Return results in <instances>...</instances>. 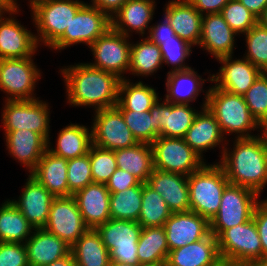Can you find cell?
<instances>
[{
	"mask_svg": "<svg viewBox=\"0 0 267 266\" xmlns=\"http://www.w3.org/2000/svg\"><path fill=\"white\" fill-rule=\"evenodd\" d=\"M66 86L67 101L72 106H93L94 110L115 107L120 78L115 74L78 63L60 69Z\"/></svg>",
	"mask_w": 267,
	"mask_h": 266,
	"instance_id": "cell-1",
	"label": "cell"
},
{
	"mask_svg": "<svg viewBox=\"0 0 267 266\" xmlns=\"http://www.w3.org/2000/svg\"><path fill=\"white\" fill-rule=\"evenodd\" d=\"M218 162L230 184L253 190L259 196L267 184V142L260 136L234 140Z\"/></svg>",
	"mask_w": 267,
	"mask_h": 266,
	"instance_id": "cell-2",
	"label": "cell"
},
{
	"mask_svg": "<svg viewBox=\"0 0 267 266\" xmlns=\"http://www.w3.org/2000/svg\"><path fill=\"white\" fill-rule=\"evenodd\" d=\"M207 91L206 107L216 118L223 135L235 133L237 139L255 137L250 133L259 129V124L251 115L243 96L215 88L214 85Z\"/></svg>",
	"mask_w": 267,
	"mask_h": 266,
	"instance_id": "cell-3",
	"label": "cell"
},
{
	"mask_svg": "<svg viewBox=\"0 0 267 266\" xmlns=\"http://www.w3.org/2000/svg\"><path fill=\"white\" fill-rule=\"evenodd\" d=\"M229 184L222 166L204 163L188 176L190 211L209 222L218 213L224 189Z\"/></svg>",
	"mask_w": 267,
	"mask_h": 266,
	"instance_id": "cell-4",
	"label": "cell"
},
{
	"mask_svg": "<svg viewBox=\"0 0 267 266\" xmlns=\"http://www.w3.org/2000/svg\"><path fill=\"white\" fill-rule=\"evenodd\" d=\"M36 41L49 48L64 34L77 11L85 4L80 0H30ZM40 36V37H39Z\"/></svg>",
	"mask_w": 267,
	"mask_h": 266,
	"instance_id": "cell-5",
	"label": "cell"
},
{
	"mask_svg": "<svg viewBox=\"0 0 267 266\" xmlns=\"http://www.w3.org/2000/svg\"><path fill=\"white\" fill-rule=\"evenodd\" d=\"M217 244L221 260L231 266H243L262 258V245L253 217L225 229L217 237Z\"/></svg>",
	"mask_w": 267,
	"mask_h": 266,
	"instance_id": "cell-6",
	"label": "cell"
},
{
	"mask_svg": "<svg viewBox=\"0 0 267 266\" xmlns=\"http://www.w3.org/2000/svg\"><path fill=\"white\" fill-rule=\"evenodd\" d=\"M259 197L251 189L229 183L223 191L219 211L210 221V233L217 238L225 229L249 221Z\"/></svg>",
	"mask_w": 267,
	"mask_h": 266,
	"instance_id": "cell-7",
	"label": "cell"
},
{
	"mask_svg": "<svg viewBox=\"0 0 267 266\" xmlns=\"http://www.w3.org/2000/svg\"><path fill=\"white\" fill-rule=\"evenodd\" d=\"M1 122L4 131L31 130L39 133L47 142L50 139V109L43 100H5Z\"/></svg>",
	"mask_w": 267,
	"mask_h": 266,
	"instance_id": "cell-8",
	"label": "cell"
},
{
	"mask_svg": "<svg viewBox=\"0 0 267 266\" xmlns=\"http://www.w3.org/2000/svg\"><path fill=\"white\" fill-rule=\"evenodd\" d=\"M96 231L109 251L110 260L139 265L137 244L142 227L136 221L109 219Z\"/></svg>",
	"mask_w": 267,
	"mask_h": 266,
	"instance_id": "cell-9",
	"label": "cell"
},
{
	"mask_svg": "<svg viewBox=\"0 0 267 266\" xmlns=\"http://www.w3.org/2000/svg\"><path fill=\"white\" fill-rule=\"evenodd\" d=\"M151 145L154 169L189 176L205 163L183 138L159 136Z\"/></svg>",
	"mask_w": 267,
	"mask_h": 266,
	"instance_id": "cell-10",
	"label": "cell"
},
{
	"mask_svg": "<svg viewBox=\"0 0 267 266\" xmlns=\"http://www.w3.org/2000/svg\"><path fill=\"white\" fill-rule=\"evenodd\" d=\"M112 28L111 18L91 4L85 3L72 19L64 34L50 47L63 50L74 44L90 47L95 40Z\"/></svg>",
	"mask_w": 267,
	"mask_h": 266,
	"instance_id": "cell-11",
	"label": "cell"
},
{
	"mask_svg": "<svg viewBox=\"0 0 267 266\" xmlns=\"http://www.w3.org/2000/svg\"><path fill=\"white\" fill-rule=\"evenodd\" d=\"M40 77L32 57L0 59V90L7 94L5 100L37 99L33 91Z\"/></svg>",
	"mask_w": 267,
	"mask_h": 266,
	"instance_id": "cell-12",
	"label": "cell"
},
{
	"mask_svg": "<svg viewBox=\"0 0 267 266\" xmlns=\"http://www.w3.org/2000/svg\"><path fill=\"white\" fill-rule=\"evenodd\" d=\"M94 55L91 66L115 74L120 79L130 67L131 42L129 37L110 28L89 47Z\"/></svg>",
	"mask_w": 267,
	"mask_h": 266,
	"instance_id": "cell-13",
	"label": "cell"
},
{
	"mask_svg": "<svg viewBox=\"0 0 267 266\" xmlns=\"http://www.w3.org/2000/svg\"><path fill=\"white\" fill-rule=\"evenodd\" d=\"M92 144L109 150L128 148L139 143L125 123L121 111L115 106L94 113Z\"/></svg>",
	"mask_w": 267,
	"mask_h": 266,
	"instance_id": "cell-14",
	"label": "cell"
},
{
	"mask_svg": "<svg viewBox=\"0 0 267 266\" xmlns=\"http://www.w3.org/2000/svg\"><path fill=\"white\" fill-rule=\"evenodd\" d=\"M46 231L61 238L70 247L89 229L73 195L54 197Z\"/></svg>",
	"mask_w": 267,
	"mask_h": 266,
	"instance_id": "cell-15",
	"label": "cell"
},
{
	"mask_svg": "<svg viewBox=\"0 0 267 266\" xmlns=\"http://www.w3.org/2000/svg\"><path fill=\"white\" fill-rule=\"evenodd\" d=\"M19 7L0 12V59L33 57L38 43L36 34L24 28L15 16ZM9 13V17H4ZM4 14V15H3Z\"/></svg>",
	"mask_w": 267,
	"mask_h": 266,
	"instance_id": "cell-16",
	"label": "cell"
},
{
	"mask_svg": "<svg viewBox=\"0 0 267 266\" xmlns=\"http://www.w3.org/2000/svg\"><path fill=\"white\" fill-rule=\"evenodd\" d=\"M217 60L223 65L218 73L212 76L210 74L207 81L215 82V88L231 94L243 96L262 73L258 67L244 57L233 60V56H226Z\"/></svg>",
	"mask_w": 267,
	"mask_h": 266,
	"instance_id": "cell-17",
	"label": "cell"
},
{
	"mask_svg": "<svg viewBox=\"0 0 267 266\" xmlns=\"http://www.w3.org/2000/svg\"><path fill=\"white\" fill-rule=\"evenodd\" d=\"M162 98L151 107L150 114L154 116L156 132L159 136L183 138L192 126L198 111L190 104L171 103Z\"/></svg>",
	"mask_w": 267,
	"mask_h": 266,
	"instance_id": "cell-18",
	"label": "cell"
},
{
	"mask_svg": "<svg viewBox=\"0 0 267 266\" xmlns=\"http://www.w3.org/2000/svg\"><path fill=\"white\" fill-rule=\"evenodd\" d=\"M163 227L169 251L197 242L210 233V222L192 211L172 213Z\"/></svg>",
	"mask_w": 267,
	"mask_h": 266,
	"instance_id": "cell-19",
	"label": "cell"
},
{
	"mask_svg": "<svg viewBox=\"0 0 267 266\" xmlns=\"http://www.w3.org/2000/svg\"><path fill=\"white\" fill-rule=\"evenodd\" d=\"M21 196L11 202L19 209L34 229L44 228L54 196L35 178L28 176Z\"/></svg>",
	"mask_w": 267,
	"mask_h": 266,
	"instance_id": "cell-20",
	"label": "cell"
},
{
	"mask_svg": "<svg viewBox=\"0 0 267 266\" xmlns=\"http://www.w3.org/2000/svg\"><path fill=\"white\" fill-rule=\"evenodd\" d=\"M207 92L205 94V100L202 109L199 111L192 123V126L188 129L185 136L183 137L184 141L203 159V151L214 149L217 145L222 143V152L226 147L223 144L226 137H224L219 123L217 122L214 115L206 107L207 103ZM224 145V146H223Z\"/></svg>",
	"mask_w": 267,
	"mask_h": 266,
	"instance_id": "cell-21",
	"label": "cell"
},
{
	"mask_svg": "<svg viewBox=\"0 0 267 266\" xmlns=\"http://www.w3.org/2000/svg\"><path fill=\"white\" fill-rule=\"evenodd\" d=\"M147 184L164 199L172 213L190 211L188 176L154 169Z\"/></svg>",
	"mask_w": 267,
	"mask_h": 266,
	"instance_id": "cell-22",
	"label": "cell"
},
{
	"mask_svg": "<svg viewBox=\"0 0 267 266\" xmlns=\"http://www.w3.org/2000/svg\"><path fill=\"white\" fill-rule=\"evenodd\" d=\"M73 197L89 229H96L111 219L110 192L106 184L93 182L77 191Z\"/></svg>",
	"mask_w": 267,
	"mask_h": 266,
	"instance_id": "cell-23",
	"label": "cell"
},
{
	"mask_svg": "<svg viewBox=\"0 0 267 266\" xmlns=\"http://www.w3.org/2000/svg\"><path fill=\"white\" fill-rule=\"evenodd\" d=\"M199 46L209 52L215 59L232 56L237 35L220 13L207 14L202 17Z\"/></svg>",
	"mask_w": 267,
	"mask_h": 266,
	"instance_id": "cell-24",
	"label": "cell"
},
{
	"mask_svg": "<svg viewBox=\"0 0 267 266\" xmlns=\"http://www.w3.org/2000/svg\"><path fill=\"white\" fill-rule=\"evenodd\" d=\"M164 16L175 34L190 45H199L202 15L187 0H171L165 7Z\"/></svg>",
	"mask_w": 267,
	"mask_h": 266,
	"instance_id": "cell-25",
	"label": "cell"
},
{
	"mask_svg": "<svg viewBox=\"0 0 267 266\" xmlns=\"http://www.w3.org/2000/svg\"><path fill=\"white\" fill-rule=\"evenodd\" d=\"M4 135L9 155L30 173L47 150V141L39 133L26 129L5 131Z\"/></svg>",
	"mask_w": 267,
	"mask_h": 266,
	"instance_id": "cell-26",
	"label": "cell"
},
{
	"mask_svg": "<svg viewBox=\"0 0 267 266\" xmlns=\"http://www.w3.org/2000/svg\"><path fill=\"white\" fill-rule=\"evenodd\" d=\"M221 262L217 238L209 233L197 242L169 251L166 266H217Z\"/></svg>",
	"mask_w": 267,
	"mask_h": 266,
	"instance_id": "cell-27",
	"label": "cell"
},
{
	"mask_svg": "<svg viewBox=\"0 0 267 266\" xmlns=\"http://www.w3.org/2000/svg\"><path fill=\"white\" fill-rule=\"evenodd\" d=\"M155 3V0H128L111 18L112 28L128 37L130 32L139 33L143 37L145 30L149 33Z\"/></svg>",
	"mask_w": 267,
	"mask_h": 266,
	"instance_id": "cell-28",
	"label": "cell"
},
{
	"mask_svg": "<svg viewBox=\"0 0 267 266\" xmlns=\"http://www.w3.org/2000/svg\"><path fill=\"white\" fill-rule=\"evenodd\" d=\"M29 174L54 197L69 196L67 159L46 150Z\"/></svg>",
	"mask_w": 267,
	"mask_h": 266,
	"instance_id": "cell-29",
	"label": "cell"
},
{
	"mask_svg": "<svg viewBox=\"0 0 267 266\" xmlns=\"http://www.w3.org/2000/svg\"><path fill=\"white\" fill-rule=\"evenodd\" d=\"M29 266H44L70 253L71 247L44 228L34 229L24 243Z\"/></svg>",
	"mask_w": 267,
	"mask_h": 266,
	"instance_id": "cell-30",
	"label": "cell"
},
{
	"mask_svg": "<svg viewBox=\"0 0 267 266\" xmlns=\"http://www.w3.org/2000/svg\"><path fill=\"white\" fill-rule=\"evenodd\" d=\"M117 168L147 183L154 170L153 150L149 143L139 142L128 148L114 150Z\"/></svg>",
	"mask_w": 267,
	"mask_h": 266,
	"instance_id": "cell-31",
	"label": "cell"
},
{
	"mask_svg": "<svg viewBox=\"0 0 267 266\" xmlns=\"http://www.w3.org/2000/svg\"><path fill=\"white\" fill-rule=\"evenodd\" d=\"M89 131L87 126L71 123L59 131L55 149L48 140L47 150L67 160L83 156L92 145V131Z\"/></svg>",
	"mask_w": 267,
	"mask_h": 266,
	"instance_id": "cell-32",
	"label": "cell"
},
{
	"mask_svg": "<svg viewBox=\"0 0 267 266\" xmlns=\"http://www.w3.org/2000/svg\"><path fill=\"white\" fill-rule=\"evenodd\" d=\"M206 80L189 68L183 71L167 73L165 99L171 103L190 104L196 100L199 93L204 92L203 84Z\"/></svg>",
	"mask_w": 267,
	"mask_h": 266,
	"instance_id": "cell-33",
	"label": "cell"
},
{
	"mask_svg": "<svg viewBox=\"0 0 267 266\" xmlns=\"http://www.w3.org/2000/svg\"><path fill=\"white\" fill-rule=\"evenodd\" d=\"M74 262L80 266H110V255L96 229H88L72 246Z\"/></svg>",
	"mask_w": 267,
	"mask_h": 266,
	"instance_id": "cell-34",
	"label": "cell"
},
{
	"mask_svg": "<svg viewBox=\"0 0 267 266\" xmlns=\"http://www.w3.org/2000/svg\"><path fill=\"white\" fill-rule=\"evenodd\" d=\"M130 79H121L118 88L119 110L149 111L158 101L156 89L144 84L142 81L131 83Z\"/></svg>",
	"mask_w": 267,
	"mask_h": 266,
	"instance_id": "cell-35",
	"label": "cell"
},
{
	"mask_svg": "<svg viewBox=\"0 0 267 266\" xmlns=\"http://www.w3.org/2000/svg\"><path fill=\"white\" fill-rule=\"evenodd\" d=\"M33 226L19 209L7 200L0 206V242L25 243L33 233Z\"/></svg>",
	"mask_w": 267,
	"mask_h": 266,
	"instance_id": "cell-36",
	"label": "cell"
},
{
	"mask_svg": "<svg viewBox=\"0 0 267 266\" xmlns=\"http://www.w3.org/2000/svg\"><path fill=\"white\" fill-rule=\"evenodd\" d=\"M163 64L160 46L148 37L140 39L136 44L131 43L130 67L131 75L149 76L156 73Z\"/></svg>",
	"mask_w": 267,
	"mask_h": 266,
	"instance_id": "cell-37",
	"label": "cell"
},
{
	"mask_svg": "<svg viewBox=\"0 0 267 266\" xmlns=\"http://www.w3.org/2000/svg\"><path fill=\"white\" fill-rule=\"evenodd\" d=\"M169 255L164 227L142 228L137 244L139 264L166 263Z\"/></svg>",
	"mask_w": 267,
	"mask_h": 266,
	"instance_id": "cell-38",
	"label": "cell"
},
{
	"mask_svg": "<svg viewBox=\"0 0 267 266\" xmlns=\"http://www.w3.org/2000/svg\"><path fill=\"white\" fill-rule=\"evenodd\" d=\"M171 214L164 199L147 183H143L142 208L138 220L141 227H162Z\"/></svg>",
	"mask_w": 267,
	"mask_h": 266,
	"instance_id": "cell-39",
	"label": "cell"
},
{
	"mask_svg": "<svg viewBox=\"0 0 267 266\" xmlns=\"http://www.w3.org/2000/svg\"><path fill=\"white\" fill-rule=\"evenodd\" d=\"M142 189L143 183L124 191L110 193L111 219L138 222L142 208Z\"/></svg>",
	"mask_w": 267,
	"mask_h": 266,
	"instance_id": "cell-40",
	"label": "cell"
},
{
	"mask_svg": "<svg viewBox=\"0 0 267 266\" xmlns=\"http://www.w3.org/2000/svg\"><path fill=\"white\" fill-rule=\"evenodd\" d=\"M120 111L125 123L138 142L151 144L159 137V134L156 132L154 116H151L150 111Z\"/></svg>",
	"mask_w": 267,
	"mask_h": 266,
	"instance_id": "cell-41",
	"label": "cell"
},
{
	"mask_svg": "<svg viewBox=\"0 0 267 266\" xmlns=\"http://www.w3.org/2000/svg\"><path fill=\"white\" fill-rule=\"evenodd\" d=\"M244 35L247 44L244 58L262 72H267V28L257 23Z\"/></svg>",
	"mask_w": 267,
	"mask_h": 266,
	"instance_id": "cell-42",
	"label": "cell"
},
{
	"mask_svg": "<svg viewBox=\"0 0 267 266\" xmlns=\"http://www.w3.org/2000/svg\"><path fill=\"white\" fill-rule=\"evenodd\" d=\"M88 155L90 158L93 182L107 184L111 175L117 169L114 151L92 144Z\"/></svg>",
	"mask_w": 267,
	"mask_h": 266,
	"instance_id": "cell-43",
	"label": "cell"
},
{
	"mask_svg": "<svg viewBox=\"0 0 267 266\" xmlns=\"http://www.w3.org/2000/svg\"><path fill=\"white\" fill-rule=\"evenodd\" d=\"M220 14L237 35L246 34L258 23V18L239 0H230Z\"/></svg>",
	"mask_w": 267,
	"mask_h": 266,
	"instance_id": "cell-44",
	"label": "cell"
},
{
	"mask_svg": "<svg viewBox=\"0 0 267 266\" xmlns=\"http://www.w3.org/2000/svg\"><path fill=\"white\" fill-rule=\"evenodd\" d=\"M251 115L260 124L267 117V72H262L243 95Z\"/></svg>",
	"mask_w": 267,
	"mask_h": 266,
	"instance_id": "cell-45",
	"label": "cell"
},
{
	"mask_svg": "<svg viewBox=\"0 0 267 266\" xmlns=\"http://www.w3.org/2000/svg\"><path fill=\"white\" fill-rule=\"evenodd\" d=\"M192 45L188 42L182 40L177 35L172 36V39L164 41L160 45V50L162 52L163 64H169L174 66L171 67V71H183L191 67L185 64L186 58L192 54Z\"/></svg>",
	"mask_w": 267,
	"mask_h": 266,
	"instance_id": "cell-46",
	"label": "cell"
},
{
	"mask_svg": "<svg viewBox=\"0 0 267 266\" xmlns=\"http://www.w3.org/2000/svg\"><path fill=\"white\" fill-rule=\"evenodd\" d=\"M93 183L91 164L88 153L68 160L69 196Z\"/></svg>",
	"mask_w": 267,
	"mask_h": 266,
	"instance_id": "cell-47",
	"label": "cell"
},
{
	"mask_svg": "<svg viewBox=\"0 0 267 266\" xmlns=\"http://www.w3.org/2000/svg\"><path fill=\"white\" fill-rule=\"evenodd\" d=\"M0 266H29L25 244L0 242Z\"/></svg>",
	"mask_w": 267,
	"mask_h": 266,
	"instance_id": "cell-48",
	"label": "cell"
},
{
	"mask_svg": "<svg viewBox=\"0 0 267 266\" xmlns=\"http://www.w3.org/2000/svg\"><path fill=\"white\" fill-rule=\"evenodd\" d=\"M252 217L262 245V258L267 257V198L255 206Z\"/></svg>",
	"mask_w": 267,
	"mask_h": 266,
	"instance_id": "cell-49",
	"label": "cell"
},
{
	"mask_svg": "<svg viewBox=\"0 0 267 266\" xmlns=\"http://www.w3.org/2000/svg\"><path fill=\"white\" fill-rule=\"evenodd\" d=\"M142 182L132 174L117 168L111 175L106 186L110 193L124 191L130 187L138 186Z\"/></svg>",
	"mask_w": 267,
	"mask_h": 266,
	"instance_id": "cell-50",
	"label": "cell"
},
{
	"mask_svg": "<svg viewBox=\"0 0 267 266\" xmlns=\"http://www.w3.org/2000/svg\"><path fill=\"white\" fill-rule=\"evenodd\" d=\"M164 21L160 23H156L157 25L150 26L148 38L159 46L167 41L168 39H172V36H175V32L170 25L167 18L164 16Z\"/></svg>",
	"mask_w": 267,
	"mask_h": 266,
	"instance_id": "cell-51",
	"label": "cell"
},
{
	"mask_svg": "<svg viewBox=\"0 0 267 266\" xmlns=\"http://www.w3.org/2000/svg\"><path fill=\"white\" fill-rule=\"evenodd\" d=\"M202 16L221 13L230 0H187Z\"/></svg>",
	"mask_w": 267,
	"mask_h": 266,
	"instance_id": "cell-52",
	"label": "cell"
},
{
	"mask_svg": "<svg viewBox=\"0 0 267 266\" xmlns=\"http://www.w3.org/2000/svg\"><path fill=\"white\" fill-rule=\"evenodd\" d=\"M128 0H91V5L112 18Z\"/></svg>",
	"mask_w": 267,
	"mask_h": 266,
	"instance_id": "cell-53",
	"label": "cell"
},
{
	"mask_svg": "<svg viewBox=\"0 0 267 266\" xmlns=\"http://www.w3.org/2000/svg\"><path fill=\"white\" fill-rule=\"evenodd\" d=\"M251 13L259 18L267 6V0H239Z\"/></svg>",
	"mask_w": 267,
	"mask_h": 266,
	"instance_id": "cell-54",
	"label": "cell"
},
{
	"mask_svg": "<svg viewBox=\"0 0 267 266\" xmlns=\"http://www.w3.org/2000/svg\"><path fill=\"white\" fill-rule=\"evenodd\" d=\"M74 263L73 256L71 252L58 260H55L54 262L44 265V266H71Z\"/></svg>",
	"mask_w": 267,
	"mask_h": 266,
	"instance_id": "cell-55",
	"label": "cell"
},
{
	"mask_svg": "<svg viewBox=\"0 0 267 266\" xmlns=\"http://www.w3.org/2000/svg\"><path fill=\"white\" fill-rule=\"evenodd\" d=\"M17 0H0V9L9 10L18 7Z\"/></svg>",
	"mask_w": 267,
	"mask_h": 266,
	"instance_id": "cell-56",
	"label": "cell"
},
{
	"mask_svg": "<svg viewBox=\"0 0 267 266\" xmlns=\"http://www.w3.org/2000/svg\"><path fill=\"white\" fill-rule=\"evenodd\" d=\"M243 266H267V257L247 262Z\"/></svg>",
	"mask_w": 267,
	"mask_h": 266,
	"instance_id": "cell-57",
	"label": "cell"
},
{
	"mask_svg": "<svg viewBox=\"0 0 267 266\" xmlns=\"http://www.w3.org/2000/svg\"><path fill=\"white\" fill-rule=\"evenodd\" d=\"M259 129L262 132L260 136L267 142V117L259 124Z\"/></svg>",
	"mask_w": 267,
	"mask_h": 266,
	"instance_id": "cell-58",
	"label": "cell"
},
{
	"mask_svg": "<svg viewBox=\"0 0 267 266\" xmlns=\"http://www.w3.org/2000/svg\"><path fill=\"white\" fill-rule=\"evenodd\" d=\"M258 23L264 27L267 28V6L263 11V14L258 18Z\"/></svg>",
	"mask_w": 267,
	"mask_h": 266,
	"instance_id": "cell-59",
	"label": "cell"
},
{
	"mask_svg": "<svg viewBox=\"0 0 267 266\" xmlns=\"http://www.w3.org/2000/svg\"><path fill=\"white\" fill-rule=\"evenodd\" d=\"M110 266H138V265L127 264L124 262L111 261Z\"/></svg>",
	"mask_w": 267,
	"mask_h": 266,
	"instance_id": "cell-60",
	"label": "cell"
},
{
	"mask_svg": "<svg viewBox=\"0 0 267 266\" xmlns=\"http://www.w3.org/2000/svg\"><path fill=\"white\" fill-rule=\"evenodd\" d=\"M138 266H166V263H144L139 264Z\"/></svg>",
	"mask_w": 267,
	"mask_h": 266,
	"instance_id": "cell-61",
	"label": "cell"
},
{
	"mask_svg": "<svg viewBox=\"0 0 267 266\" xmlns=\"http://www.w3.org/2000/svg\"><path fill=\"white\" fill-rule=\"evenodd\" d=\"M217 266H231V265H229L228 263H226V262H221L219 265H217Z\"/></svg>",
	"mask_w": 267,
	"mask_h": 266,
	"instance_id": "cell-62",
	"label": "cell"
},
{
	"mask_svg": "<svg viewBox=\"0 0 267 266\" xmlns=\"http://www.w3.org/2000/svg\"><path fill=\"white\" fill-rule=\"evenodd\" d=\"M71 266H80V265H78V264H76V263L74 262Z\"/></svg>",
	"mask_w": 267,
	"mask_h": 266,
	"instance_id": "cell-63",
	"label": "cell"
}]
</instances>
